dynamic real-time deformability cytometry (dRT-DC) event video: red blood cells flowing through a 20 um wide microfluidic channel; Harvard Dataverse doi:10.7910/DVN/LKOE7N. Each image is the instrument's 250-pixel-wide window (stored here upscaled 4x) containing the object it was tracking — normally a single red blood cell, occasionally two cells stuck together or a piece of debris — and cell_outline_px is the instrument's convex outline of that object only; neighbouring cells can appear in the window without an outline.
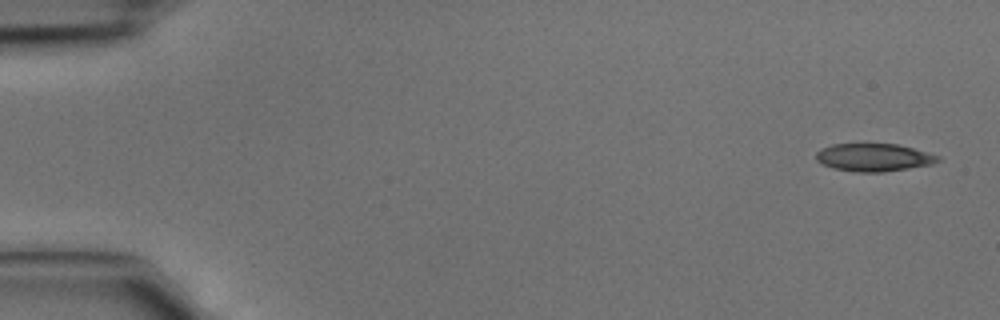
{"species": "common noctule bat (a hibernating species)", "species_latin": "Nyctalus noctula", "temperature_condition": "cold", "stored_images_in_passage": 4, "camera_frame_rate_fps": 3000, "um_per_image_px": 0.085, "animal": {"sex": "male", "body_mass_g": 15.6}, "frame": {"image": 1, "passage_image": 1, "time_ms": 0.0, "image_size_px": [1000, 320], "cell_outline_px": [[940, 160], [932, 164], [884, 172], [856, 172], [832, 168], [816, 160], [816, 152], [820, 148], [832, 144], [896, 144], [928, 152], [940, 156]], "centroid_in_image_um": [74.25, 13.38], "position_along_channel_um": 10.7, "area_um2": 19.71}}
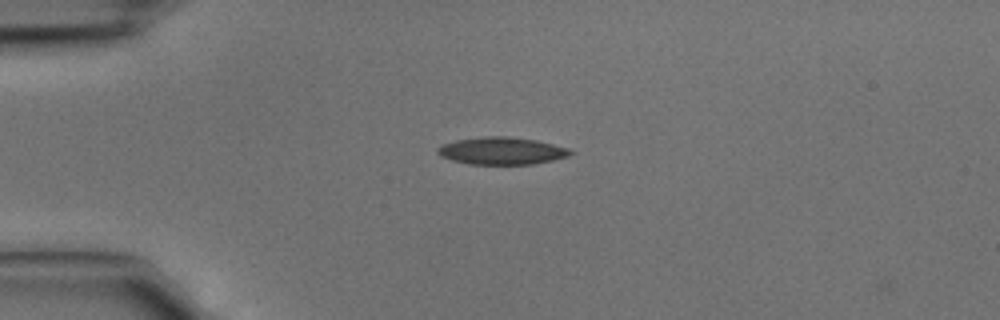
{"frame": {"image": 2, "passage_image": 3, "time_ms": 0.667, "image_size_px": [1000, 320], "cell_outline_px": [[576, 152], [568, 156], [552, 160], [532, 164], [468, 164], [452, 160], [440, 156], [436, 152], [436, 148], [440, 144], [456, 140], [484, 136], [508, 136], [536, 140], [568, 148]], "centroid_in_image_um": [42.61, 12.82], "position_along_channel_um": 42.4, "area_um2": 21.27}}
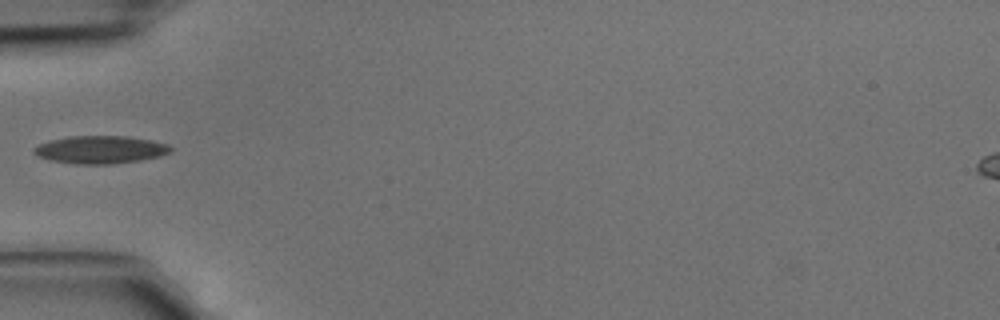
{"frame": {"image": 3, "passage_image": 4, "time_ms": 1.0, "image_size_px": [1000, 320], "cell_outline_px": [[172, 152], [160, 156], [140, 160], [112, 164], [76, 164], [52, 160], [40, 156], [32, 152], [32, 148], [40, 144], [52, 140], [68, 136], [128, 136], [152, 140], [168, 144], [172, 148]], "centroid_in_image_um": [8.58, 12.71], "position_along_channel_um": 76.4, "area_um2": 22.08}}